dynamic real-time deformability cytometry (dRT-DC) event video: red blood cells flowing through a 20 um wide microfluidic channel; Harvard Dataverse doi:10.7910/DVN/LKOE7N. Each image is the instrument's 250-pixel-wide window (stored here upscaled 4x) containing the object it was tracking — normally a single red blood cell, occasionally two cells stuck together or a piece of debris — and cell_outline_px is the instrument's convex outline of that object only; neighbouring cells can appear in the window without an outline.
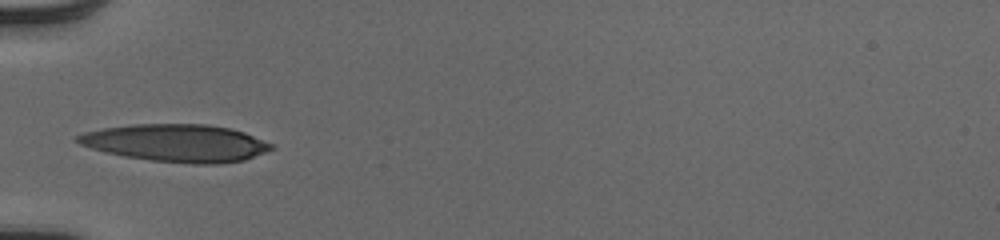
{"species": "human", "species_latin": "Homo sapiens", "temperature_condition": "cold", "stored_images_in_passage": 34, "camera_frame_rate_fps": 3000, "um_per_image_px": 0.085, "donor": {"sex": "male"}, "frame": {"image": 1, "passage_image": 1, "time_ms": 0.0, "image_size_px": [1000, 240], "cell_outline_px": [[276, 148], [244, 160], [220, 164], [192, 164], [152, 160], [124, 156], [104, 152], [80, 144], [76, 140], [76, 136], [84, 132], [104, 128], [132, 124], [204, 124], [228, 128], [244, 132], [276, 144]], "centroid_in_image_um": [15.03, 12.16], "position_along_channel_um": 70.0, "area_um2": 42.37}}
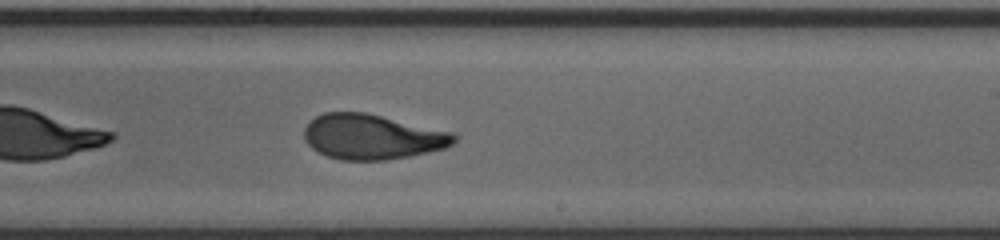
{"frame": {"image": 2, "passage_image": 15, "time_ms": 4.667, "image_size_px": [1000, 240], "cell_outline_px": [[456, 140], [448, 148], [388, 160], [340, 160], [328, 156], [312, 148], [304, 140], [304, 128], [316, 116], [324, 112], [364, 112], [452, 132], [456, 136]], "centroid_in_image_um": [31.63, 11.63], "position_along_channel_um": 257.4, "area_um2": 39.19}}
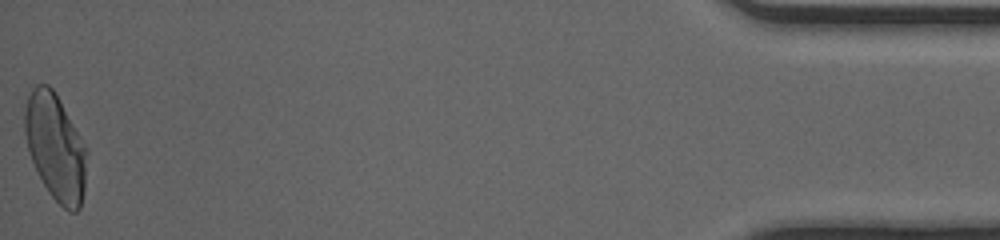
{"frame": {"image": 3, "passage_image": 34, "time_ms": 11.0, "image_size_px": [1000, 240], "cell_outline_px": [[88, 152], [84, 188], [80, 208], [76, 212], [68, 212], [48, 192], [32, 160], [28, 148], [24, 132], [24, 108], [28, 96], [32, 88], [36, 84], [48, 84], [56, 92], [88, 148]], "centroid_in_image_um": [4.73, 12.47], "position_along_channel_um": 430.5, "area_um2": 38.78}, "authors_computed_cell_mechanics": {"area_um2": 39.4196, "velocity_mm_per_s": 4.0637, "shape_relaxation_time_tau1_ms": 5.0443, "shape_relaxation_time_tau2_ms": 1.1289, "deformation_change_tau1": 0.225, "deformation_change_tau2": 0.0759}}